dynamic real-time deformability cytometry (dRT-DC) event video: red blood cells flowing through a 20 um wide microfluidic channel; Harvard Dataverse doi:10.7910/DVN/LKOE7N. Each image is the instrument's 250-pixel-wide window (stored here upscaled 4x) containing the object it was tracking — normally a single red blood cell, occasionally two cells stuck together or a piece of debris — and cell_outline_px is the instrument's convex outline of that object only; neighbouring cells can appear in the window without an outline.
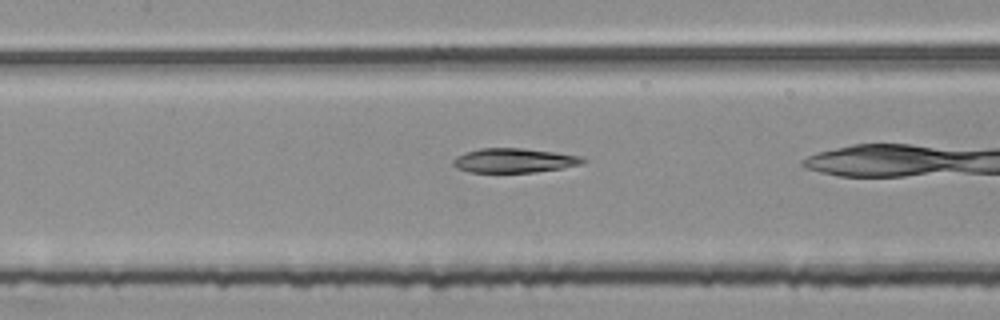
{"species": "common noctule bat (a hibernating species)", "species_latin": "Nyctalus noctula", "temperature_condition": "room temperature", "stored_images_in_passage": 38, "camera_frame_rate_fps": 3000, "um_per_image_px": 0.085, "animal": {"sex": "female", "body_mass_g": 25.1}, "frame": {"image": 1, "passage_image": 21, "time_ms": 6.667, "image_size_px": [1000, 320], "cell_outline_px": [[588, 160], [584, 164], [536, 172], [468, 172], [456, 168], [452, 164], [452, 160], [456, 156], [464, 152], [480, 148], [520, 148], [556, 152], [584, 156]], "centroid_in_image_um": [43.72, 13.63], "position_along_channel_um": 163.7, "area_um2": 18.67}}
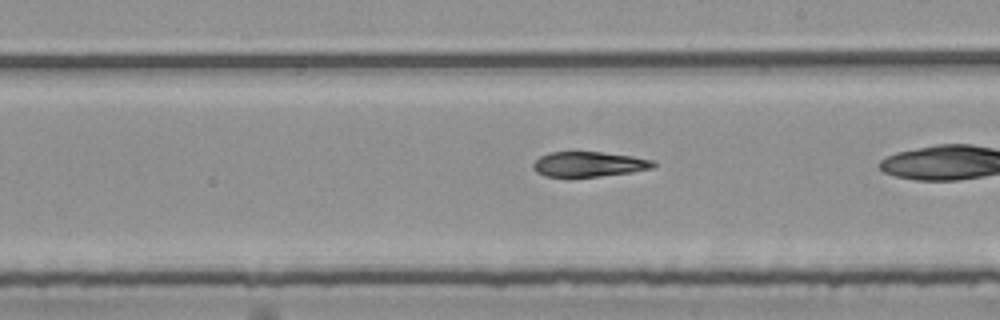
{"frame": {"image": 2, "passage_image": 27, "time_ms": 8.667, "image_size_px": [1000, 320], "cell_outline_px": [[656, 164], [652, 168], [632, 172], [600, 176], [544, 176], [536, 172], [532, 168], [532, 164], [540, 156], [548, 152], [600, 152], [632, 156], [652, 160]], "centroid_in_image_um": [50.02, 13.95], "position_along_channel_um": 239.0, "area_um2": 17.4}}
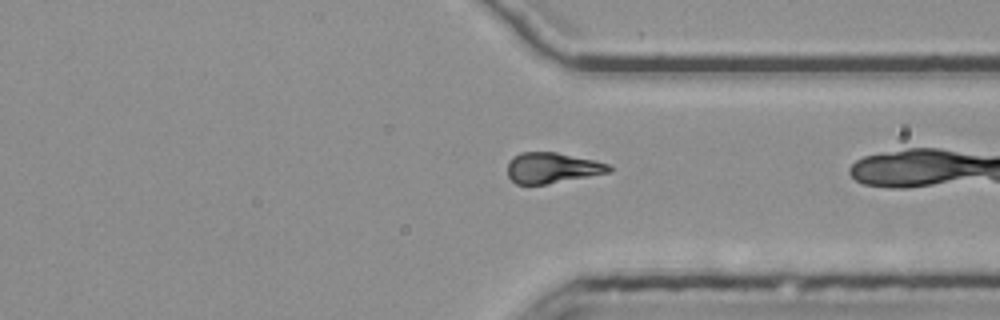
{"frame": {"image": 3, "passage_image": 37, "time_ms": 12.0, "image_size_px": [1000, 320], "cell_outline_px": [[612, 172], [548, 184], [516, 184], [508, 176], [508, 160], [512, 156], [520, 152], [556, 152], [592, 160], [608, 164], [612, 168]], "centroid_in_image_um": [46.91, 14.27], "position_along_channel_um": 364.5, "area_um2": 18.15}}